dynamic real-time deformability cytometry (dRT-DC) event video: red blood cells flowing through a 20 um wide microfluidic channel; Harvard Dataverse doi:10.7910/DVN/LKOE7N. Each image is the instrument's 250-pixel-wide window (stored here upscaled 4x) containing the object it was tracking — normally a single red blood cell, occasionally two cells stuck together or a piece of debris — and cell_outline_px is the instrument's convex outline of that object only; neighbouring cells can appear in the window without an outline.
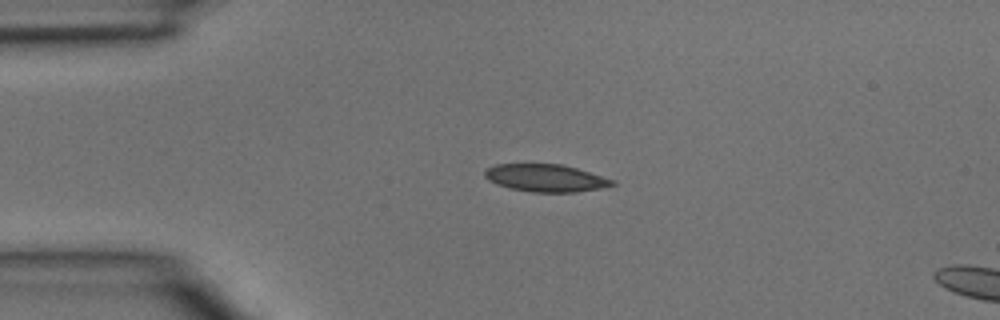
{"species": "common noctule bat (a hibernating species)", "species_latin": "Nyctalus noctula", "temperature_condition": "room temperature", "stored_images_in_passage": 2, "camera_frame_rate_fps": 3000, "um_per_image_px": 0.085, "animal": {"sex": "male", "body_mass_g": 15.6}, "frame": {"image": 1, "passage_image": 1, "time_ms": 0.0, "image_size_px": [1000, 320], "cell_outline_px": [[616, 184], [604, 188], [576, 192], [532, 192], [512, 188], [496, 184], [488, 180], [484, 176], [484, 172], [488, 168], [496, 164], [560, 164], [576, 168], [616, 180]], "centroid_in_image_um": [46.42, 15.13], "position_along_channel_um": 38.6, "area_um2": 20.4}}
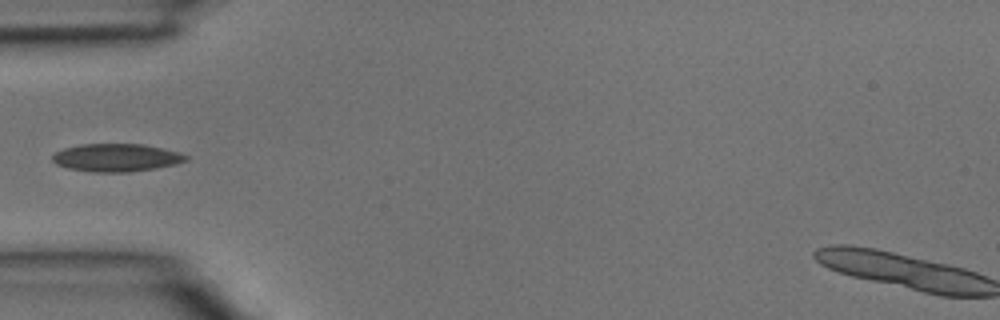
{"frame": {"image": 2, "passage_image": 2, "time_ms": 0.333, "image_size_px": [1000, 320], "cell_outline_px": [[188, 160], [176, 164], [156, 168], [128, 172], [92, 172], [68, 168], [56, 164], [52, 160], [52, 156], [56, 152], [64, 148], [80, 144], [144, 144], [180, 152], [188, 156]], "centroid_in_image_um": [9.9, 13.4], "position_along_channel_um": 75.1, "area_um2": 21.73}}